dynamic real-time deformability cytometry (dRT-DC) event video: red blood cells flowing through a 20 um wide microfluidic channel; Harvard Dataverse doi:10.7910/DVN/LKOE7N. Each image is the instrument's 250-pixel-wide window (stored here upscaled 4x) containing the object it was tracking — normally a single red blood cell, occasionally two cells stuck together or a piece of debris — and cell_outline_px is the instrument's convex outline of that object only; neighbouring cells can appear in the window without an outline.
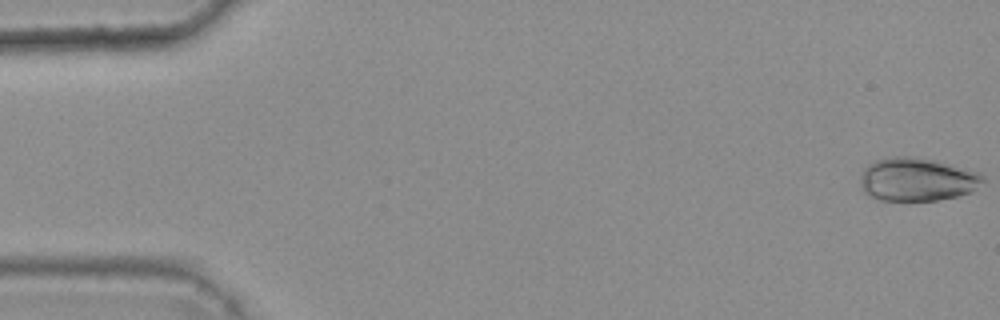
{"species": "common noctule bat (a hibernating species)", "species_latin": "Nyctalus noctula", "temperature_condition": "warm", "stored_images_in_passage": 47, "camera_frame_rate_fps": 3000, "um_per_image_px": 0.085, "animal": {"sex": "female", "body_mass_g": 25.1}, "frame": {"image": 1, "passage_image": 1, "time_ms": 0.0, "image_size_px": [1000, 320], "cell_outline_px": [[984, 180], [972, 192], [956, 196], [936, 200], [880, 200], [864, 192], [860, 180], [860, 176], [864, 168], [868, 164], [876, 160], [892, 156], [912, 156], [936, 160], [980, 172], [984, 176]], "centroid_in_image_um": [77.96, 15.23], "position_along_channel_um": 7.0, "area_um2": 30.98}}
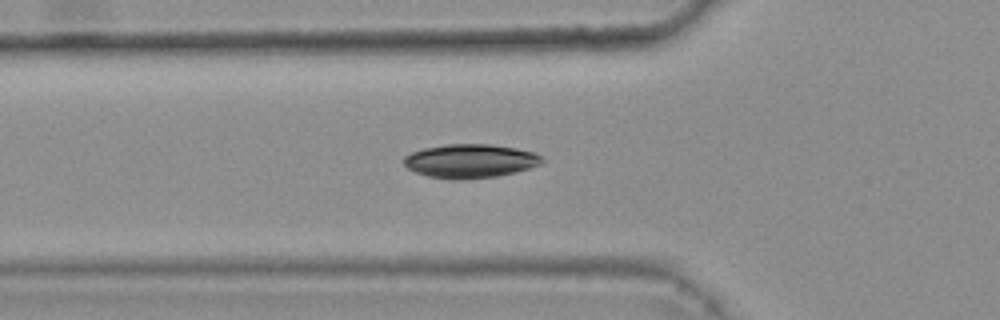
{"frame": {"image": 2, "passage_image": 19, "time_ms": 6.0, "image_size_px": [1000, 320], "cell_outline_px": [[544, 160], [540, 164], [516, 172], [496, 176], [464, 180], [452, 180], [428, 176], [416, 172], [408, 168], [404, 164], [404, 156], [412, 152], [424, 148], [444, 144], [492, 144], [516, 148], [536, 152], [544, 156]], "centroid_in_image_um": [39.99, 13.68], "position_along_channel_um": 85.8, "area_um2": 27.46}}
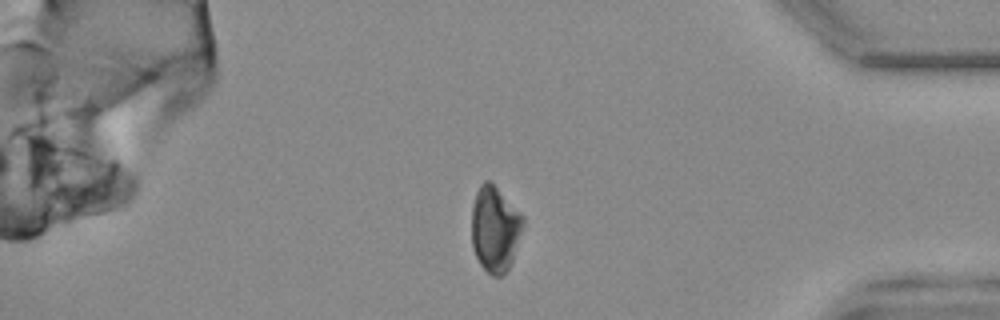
{"frame": {"image": 3, "passage_image": 46, "time_ms": 15.0, "image_size_px": [1000, 320], "cell_outline_px": [[524, 220], [512, 260], [508, 268], [500, 276], [492, 276], [480, 264], [476, 256], [472, 244], [472, 204], [476, 192], [480, 184], [484, 180], [488, 180], [524, 216]], "centroid_in_image_um": [42.04, 19.45], "position_along_channel_um": 393.2, "area_um2": 25.14}, "authors_computed_cell_mechanics": {"area_um2": 26.588, "velocity_mm_per_s": 3.7115, "shape_relaxation_time_tau1_ms": 3.313, "shape_relaxation_time_tau2_ms": null, "deformation_change_tau1": 0.0949, "deformation_change_tau2": null}}